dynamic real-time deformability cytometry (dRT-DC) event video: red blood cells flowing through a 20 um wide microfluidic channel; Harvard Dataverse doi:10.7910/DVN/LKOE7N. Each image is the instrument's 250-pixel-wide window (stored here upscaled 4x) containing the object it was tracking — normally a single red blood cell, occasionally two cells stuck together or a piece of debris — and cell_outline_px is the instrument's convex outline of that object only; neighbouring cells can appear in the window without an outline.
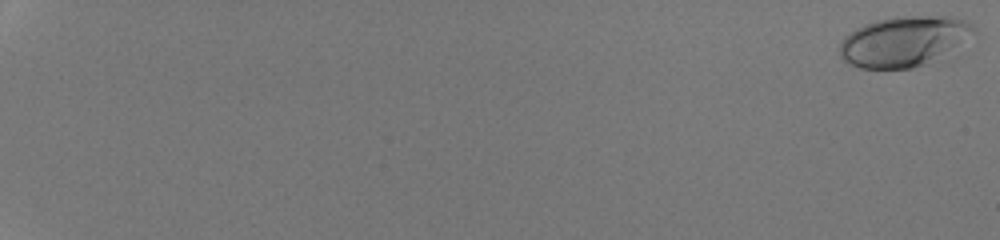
{"species": "human", "species_latin": "Homo sapiens", "temperature_condition": "room temperature", "stored_images_in_passage": 54, "camera_frame_rate_fps": 3000, "um_per_image_px": 0.085, "donor": {"sex": "male"}, "frame": {"image": 1, "passage_image": 1, "time_ms": 0.0, "image_size_px": [1000, 240], "cell_outline_px": [[976, 32], [956, 60], [944, 64], [912, 68], [860, 68], [844, 60], [840, 56], [840, 40], [848, 32], [864, 24], [876, 20], [892, 16], [952, 16], [964, 20], [972, 24], [976, 28]], "centroid_in_image_um": [77.07, 3.57], "position_along_channel_um": 7.9, "area_um2": 42.08}}
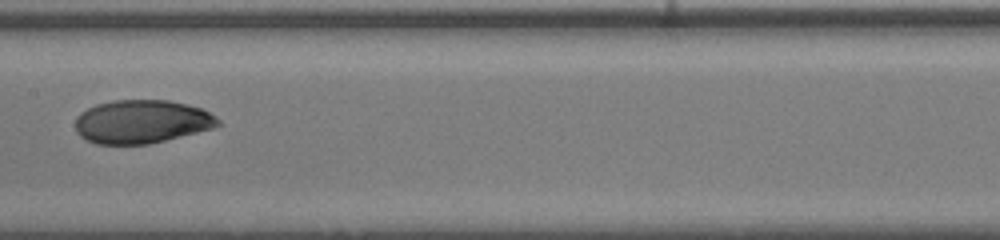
{"frame": {"image": 2, "passage_image": 33, "time_ms": 10.667, "image_size_px": [1000, 240], "cell_outline_px": [[220, 124], [212, 128], [148, 144], [96, 144], [80, 136], [76, 132], [76, 116], [80, 112], [96, 104], [112, 100], [168, 100], [188, 104], [200, 108], [216, 116], [220, 120]], "centroid_in_image_um": [12.02, 10.33], "position_along_channel_um": 195.4, "area_um2": 36.01}}
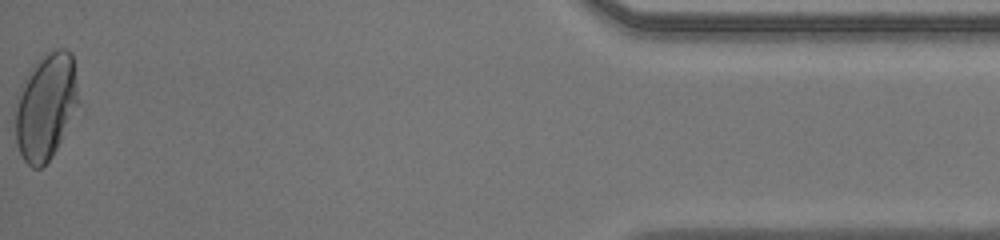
{"frame": {"image": 3, "passage_image": 54, "time_ms": 17.667, "image_size_px": [1000, 240], "cell_outline_px": [[76, 112], [52, 156], [40, 168], [32, 168], [24, 160], [16, 144], [16, 108], [20, 84], [32, 68], [48, 52], [56, 48], [64, 48], [72, 52], [76, 84]], "centroid_in_image_um": [3.88, 9.06], "position_along_channel_um": 431.3, "area_um2": 38.44}, "authors_computed_cell_mechanics": {"area_um2": 36.5296, "velocity_mm_per_s": 4.2902, "shape_relaxation_time_tau1_ms": 10.0442, "shape_relaxation_time_tau2_ms": 1.0018, "deformation_change_tau1": 0.2829, "deformation_change_tau2": 0.0407}}